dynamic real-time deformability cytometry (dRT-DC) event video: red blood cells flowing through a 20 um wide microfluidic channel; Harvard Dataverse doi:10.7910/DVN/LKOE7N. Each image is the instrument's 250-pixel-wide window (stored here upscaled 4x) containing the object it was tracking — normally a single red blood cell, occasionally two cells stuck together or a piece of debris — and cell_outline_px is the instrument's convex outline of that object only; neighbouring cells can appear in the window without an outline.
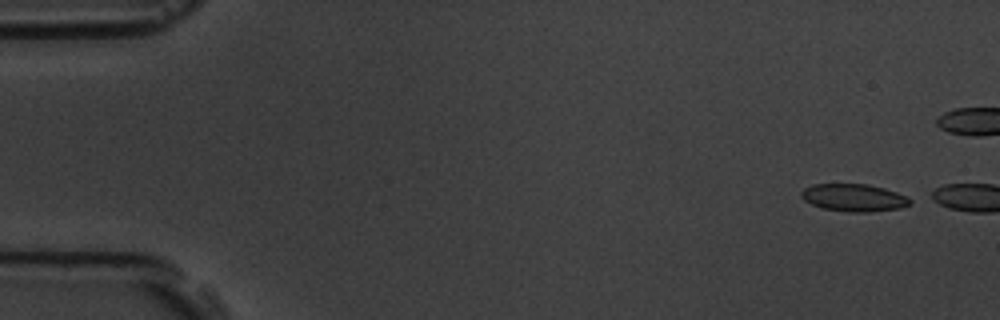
{"species": "common noctule bat (a hibernating species)", "species_latin": "Nyctalus noctula", "temperature_condition": "room temperature", "stored_images_in_passage": 2, "camera_frame_rate_fps": 3000, "um_per_image_px": 0.085, "animal": {"sex": "male", "body_mass_g": 19.5, "forearm_length_mm": 54.6}, "frame": {"image": 1, "passage_image": 1, "time_ms": 0.0, "image_size_px": [1000, 320], "cell_outline_px": [[912, 204], [900, 208], [868, 212], [848, 212], [820, 208], [804, 200], [800, 196], [800, 192], [804, 188], [812, 184], [868, 184], [884, 188], [908, 196], [912, 200]], "centroid_in_image_um": [72.58, 16.8], "position_along_channel_um": 12.4, "area_um2": 17.63}}